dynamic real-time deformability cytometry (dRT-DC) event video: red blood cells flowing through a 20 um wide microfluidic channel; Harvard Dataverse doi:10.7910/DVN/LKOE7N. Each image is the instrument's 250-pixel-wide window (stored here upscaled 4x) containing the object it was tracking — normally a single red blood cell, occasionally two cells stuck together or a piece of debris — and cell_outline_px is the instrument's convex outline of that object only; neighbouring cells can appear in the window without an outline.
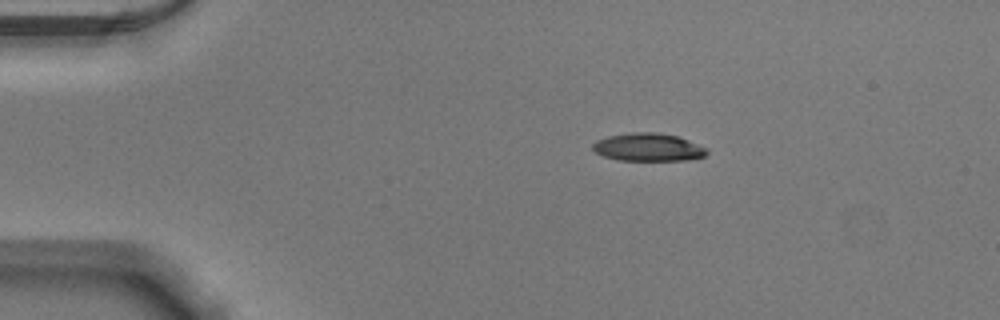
{"species": "Egyptian fruit bat (a non-hibernating species)", "species_latin": "Rousettus aegyptiacus", "temperature_condition": "warm", "stored_images_in_passage": 43, "camera_frame_rate_fps": 3000, "um_per_image_px": 0.085, "animal": {"sex": "male"}, "frame": {"image": 1, "passage_image": 1, "time_ms": 0.0, "image_size_px": [1000, 320], "cell_outline_px": [[708, 152], [704, 156], [688, 160], [620, 160], [604, 156], [596, 152], [592, 148], [592, 144], [596, 140], [608, 136], [632, 132], [656, 132], [676, 136], [688, 140], [708, 148]], "centroid_in_image_um": [55.1, 12.51], "position_along_channel_um": 29.9, "area_um2": 18.5}}
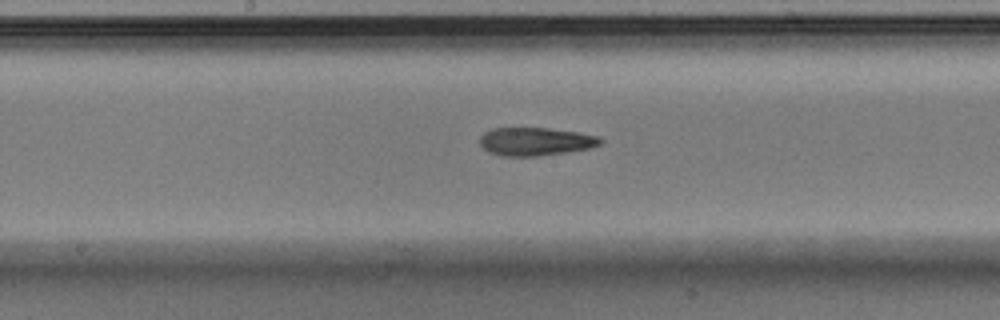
{"frame": {"image": 2, "passage_image": 19, "time_ms": 6.0, "image_size_px": [1000, 320], "cell_outline_px": [[604, 140], [600, 144], [588, 148], [564, 152], [536, 156], [500, 156], [488, 152], [480, 144], [480, 136], [484, 132], [492, 128], [548, 128], [576, 132], [596, 136]], "centroid_in_image_um": [45.46, 12.02], "position_along_channel_um": 202.7, "area_um2": 19.59}}
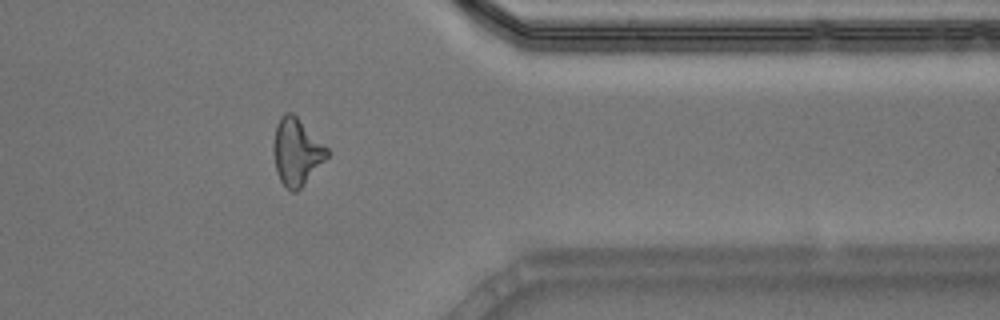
{"frame": {"image": 3, "passage_image": 34, "time_ms": 11.0, "image_size_px": [1000, 320], "cell_outline_px": [[332, 152], [304, 184], [296, 192], [292, 192], [280, 180], [276, 172], [272, 148], [272, 144], [276, 124], [280, 116], [284, 112], [292, 112]], "centroid_in_image_um": [25.19, 12.89], "position_along_channel_um": 386.2, "area_um2": 20.98}, "authors_computed_cell_mechanics": {"area_um2": 19.941, "velocity_mm_per_s": 3.8944, "shape_relaxation_time_tau1_ms": 9.5848, "shape_relaxation_time_tau2_ms": 1.7495, "deformation_change_tau1": 0.286, "deformation_change_tau2": 0.105}}